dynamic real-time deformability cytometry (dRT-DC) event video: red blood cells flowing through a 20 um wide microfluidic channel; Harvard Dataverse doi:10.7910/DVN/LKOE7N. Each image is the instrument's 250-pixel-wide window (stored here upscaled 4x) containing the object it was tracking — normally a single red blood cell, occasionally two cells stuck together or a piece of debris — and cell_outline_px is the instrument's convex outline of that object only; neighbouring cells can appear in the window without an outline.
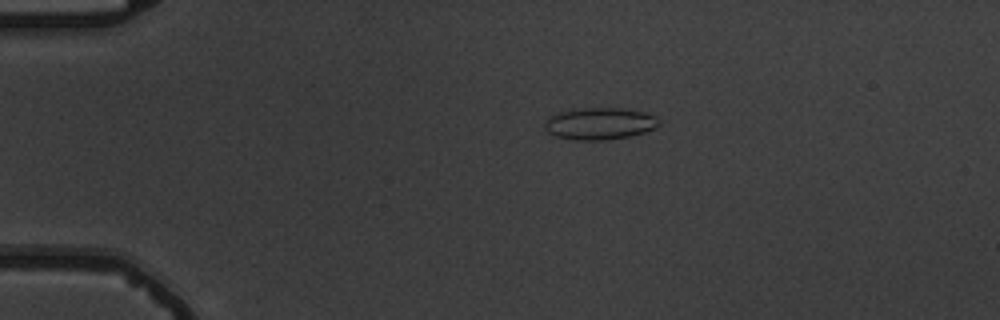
{"species": "common noctule bat (a hibernating species)", "species_latin": "Nyctalus noctula", "temperature_condition": "warm", "stored_images_in_passage": 7, "camera_frame_rate_fps": 3000, "um_per_image_px": 0.085, "animal": {"sex": "male", "body_mass_g": 19.5, "forearm_length_mm": 54.6}, "frame": {"image": 1, "passage_image": 4, "time_ms": 3.333, "image_size_px": [1000, 320], "cell_outline_px": [[660, 124], [656, 128], [632, 136], [600, 140], [576, 140], [556, 136], [548, 132], [544, 128], [544, 124], [548, 116], [572, 108], [620, 108], [644, 112], [656, 116], [660, 120]], "centroid_in_image_um": [50.97, 10.5], "position_along_channel_um": 34.0, "area_um2": 21.44}}
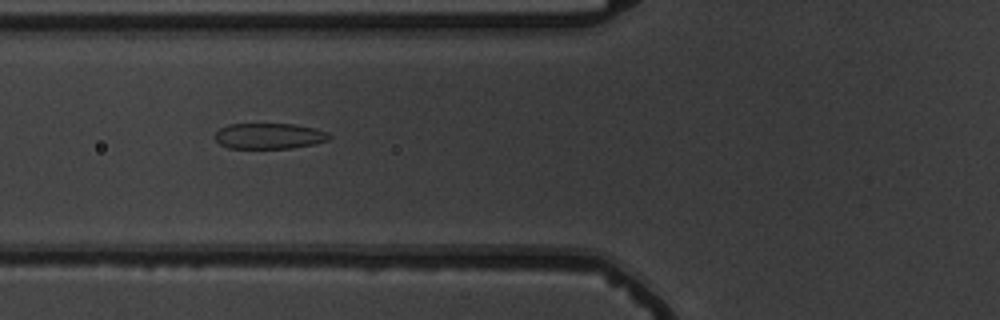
{"frame": {"image": 2, "passage_image": 6, "time_ms": 6.667, "image_size_px": [1000, 320], "cell_outline_px": [[332, 136], [328, 140], [316, 144], [292, 148], [228, 148], [220, 144], [216, 140], [216, 132], [220, 128], [228, 124], [292, 124], [316, 128], [328, 132]], "centroid_in_image_um": [22.92, 11.56], "position_along_channel_um": 102.9, "area_um2": 17.22}}
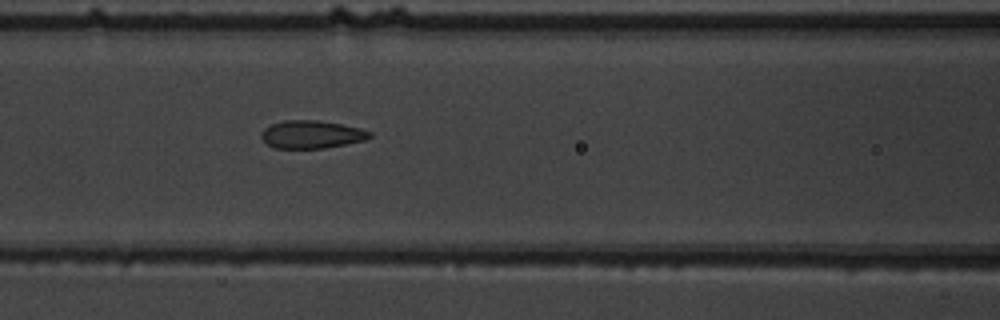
{"frame": {"image": 3, "passage_image": 7, "time_ms": 7.667, "image_size_px": [1000, 320], "cell_outline_px": [[372, 136], [364, 140], [324, 148], [276, 148], [268, 144], [260, 136], [260, 132], [264, 128], [272, 124], [284, 120], [320, 120], [360, 128], [372, 132]], "centroid_in_image_um": [26.47, 11.42], "position_along_channel_um": 140.1, "area_um2": 17.51}}